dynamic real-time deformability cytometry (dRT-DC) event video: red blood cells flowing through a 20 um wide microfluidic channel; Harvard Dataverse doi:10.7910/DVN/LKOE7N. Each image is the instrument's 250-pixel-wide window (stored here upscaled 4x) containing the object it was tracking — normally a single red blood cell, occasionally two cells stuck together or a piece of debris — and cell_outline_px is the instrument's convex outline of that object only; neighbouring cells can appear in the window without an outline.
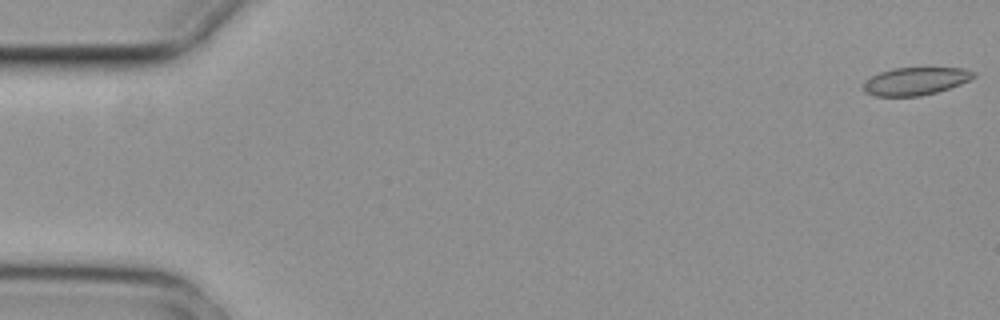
{"species": "common noctule bat (a hibernating species)", "species_latin": "Nyctalus noctula", "temperature_condition": "cold", "stored_images_in_passage": 6, "camera_frame_rate_fps": 3000, "um_per_image_px": 0.085, "animal": {"sex": "female", "body_mass_g": 29.2, "forearm_length_mm": 56.3}, "frame": {"image": 1, "passage_image": 1, "time_ms": 0.0, "image_size_px": [1000, 320], "cell_outline_px": [[976, 76], [960, 84], [936, 92], [920, 96], [876, 96], [864, 92], [860, 88], [864, 80], [880, 72], [892, 68], [964, 68], [976, 72]], "centroid_in_image_um": [77.76, 6.9], "position_along_channel_um": 7.2, "area_um2": 17.92}}
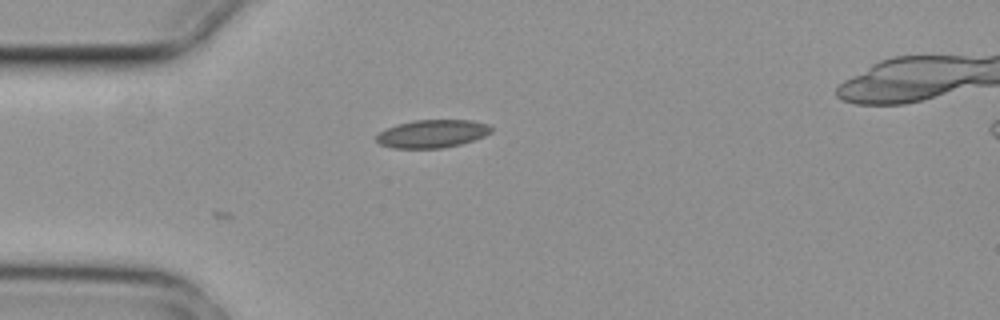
{"frame": {"image": 2, "passage_image": 5, "time_ms": 1.333, "image_size_px": [1000, 320], "cell_outline_px": [[492, 132], [484, 136], [460, 144], [440, 148], [392, 148], [380, 144], [376, 140], [376, 136], [380, 132], [396, 124], [412, 120], [472, 120], [488, 124], [492, 128]], "centroid_in_image_um": [36.74, 11.36], "position_along_channel_um": 48.3, "area_um2": 18.67}}